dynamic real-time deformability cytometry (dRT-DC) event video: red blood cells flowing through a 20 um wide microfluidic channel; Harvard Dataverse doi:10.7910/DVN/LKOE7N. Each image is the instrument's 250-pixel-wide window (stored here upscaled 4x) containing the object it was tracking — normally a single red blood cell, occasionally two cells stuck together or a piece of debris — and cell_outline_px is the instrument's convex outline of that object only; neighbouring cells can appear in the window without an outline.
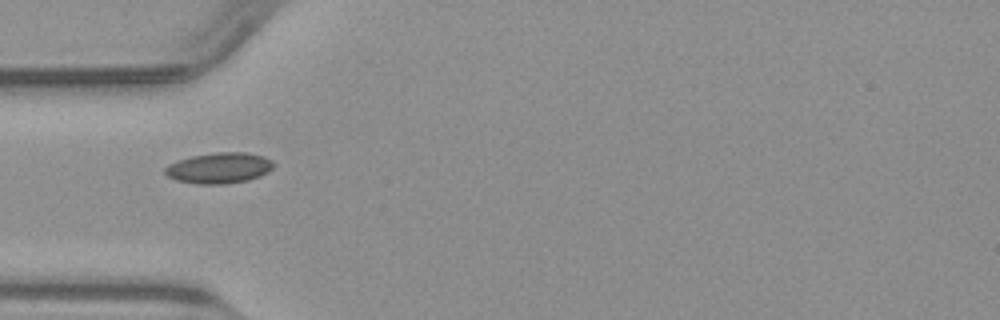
{"species": "common noctule bat (a hibernating species)", "species_latin": "Nyctalus noctula", "temperature_condition": "warm", "stored_images_in_passage": 6, "camera_frame_rate_fps": 3000, "um_per_image_px": 0.085, "animal": {"sex": "male", "body_mass_g": 23.1, "forearm_length_mm": 52.7}, "frame": {"image": 1, "passage_image": 1, "time_ms": 0.0, "image_size_px": [1000, 320], "cell_outline_px": [[276, 164], [268, 172], [260, 176], [248, 180], [224, 184], [196, 184], [176, 180], [168, 176], [164, 172], [164, 168], [168, 164], [192, 156], [216, 152], [248, 152], [264, 156], [272, 160]], "centroid_in_image_um": [18.66, 14.27], "position_along_channel_um": 66.3, "area_um2": 19.59}}
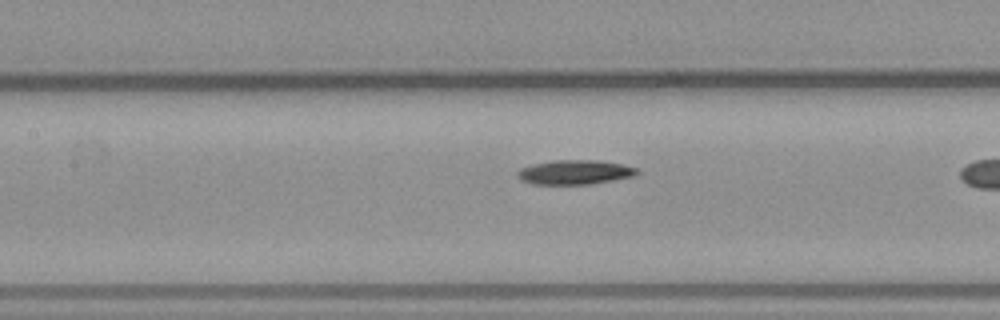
{"frame": {"image": 2, "passage_image": 5, "time_ms": 1.333, "image_size_px": [1000, 320], "cell_outline_px": [[640, 172], [632, 176], [592, 184], [532, 184], [516, 176], [516, 172], [520, 168], [532, 164], [552, 160], [596, 160], [620, 164], [636, 168]], "centroid_in_image_um": [48.81, 14.63], "position_along_channel_um": 158.6, "area_um2": 16.88}}